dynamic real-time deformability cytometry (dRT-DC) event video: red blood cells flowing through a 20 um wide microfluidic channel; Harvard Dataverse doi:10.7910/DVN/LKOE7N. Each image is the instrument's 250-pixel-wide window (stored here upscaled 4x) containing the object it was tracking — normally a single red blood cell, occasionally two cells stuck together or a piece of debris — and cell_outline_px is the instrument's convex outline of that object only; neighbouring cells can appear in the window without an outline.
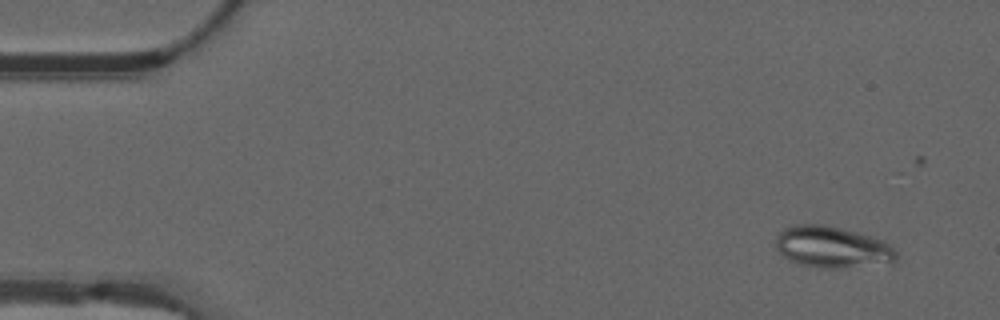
{"species": "common noctule bat (a hibernating species)", "species_latin": "Nyctalus noctula", "temperature_condition": "warm", "stored_images_in_passage": 10, "camera_frame_rate_fps": 3000, "um_per_image_px": 0.085, "animal": {"sex": "male", "forearm_length_mm": 52.5}, "frame": {"image": 1, "passage_image": 6, "time_ms": 1.667, "image_size_px": [1000, 320], "cell_outline_px": [[896, 260], [892, 264], [840, 268], [820, 268], [800, 264], [788, 260], [776, 248], [776, 236], [784, 228], [792, 224], [824, 224], [856, 232], [884, 240], [896, 252]], "centroid_in_image_um": [70.74, 21.01], "position_along_channel_um": 14.3, "area_um2": 29.36}}